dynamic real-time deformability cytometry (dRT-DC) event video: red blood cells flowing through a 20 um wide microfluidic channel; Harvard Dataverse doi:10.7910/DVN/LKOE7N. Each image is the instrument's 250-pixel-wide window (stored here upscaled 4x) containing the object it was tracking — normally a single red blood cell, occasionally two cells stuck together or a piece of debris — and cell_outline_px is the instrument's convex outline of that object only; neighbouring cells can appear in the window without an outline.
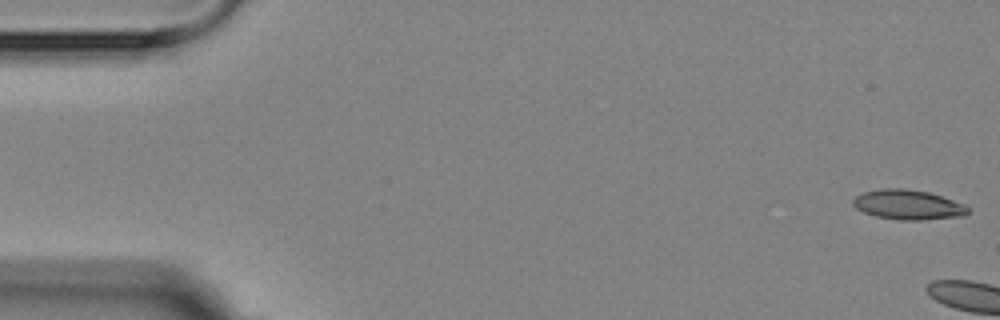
{"species": "Egyptian fruit bat (a non-hibernating species)", "species_latin": "Rousettus aegyptiacus", "temperature_condition": "room temperature", "stored_images_in_passage": 5, "camera_frame_rate_fps": 3000, "um_per_image_px": 0.085, "animal": {"sex": "female"}, "frame": {"image": 1, "passage_image": 1, "time_ms": 0.0, "image_size_px": [1000, 320], "cell_outline_px": [[968, 212], [964, 216], [920, 220], [900, 220], [876, 216], [864, 212], [856, 208], [852, 204], [852, 200], [856, 196], [864, 192], [880, 188], [904, 188], [928, 192], [964, 204], [968, 208]], "centroid_in_image_um": [77.16, 17.4], "position_along_channel_um": 7.8, "area_um2": 19.83}}